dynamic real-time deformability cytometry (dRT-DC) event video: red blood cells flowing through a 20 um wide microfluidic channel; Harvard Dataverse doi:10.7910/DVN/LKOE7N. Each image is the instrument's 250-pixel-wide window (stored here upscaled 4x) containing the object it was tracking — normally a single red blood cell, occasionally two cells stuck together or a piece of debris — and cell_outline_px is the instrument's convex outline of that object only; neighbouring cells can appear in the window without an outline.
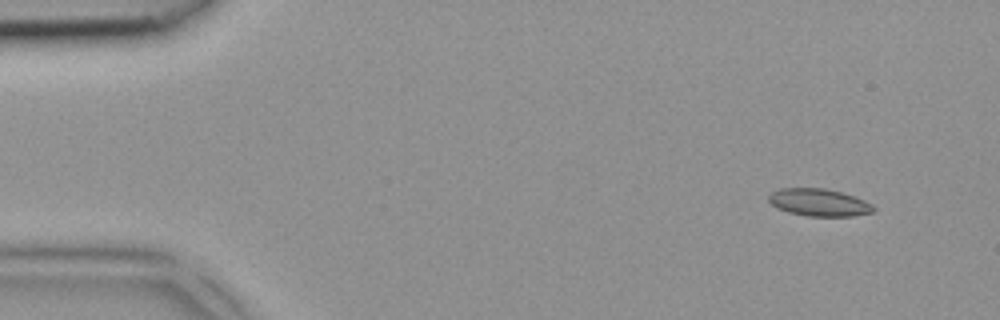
{"species": "common noctule bat (a hibernating species)", "species_latin": "Nyctalus noctula", "temperature_condition": "room temperature", "stored_images_in_passage": 5, "camera_frame_rate_fps": 3000, "um_per_image_px": 0.085, "animal": {"sex": "female", "body_mass_g": 18.4}, "frame": {"image": 1, "passage_image": 1, "time_ms": 0.0, "image_size_px": [1000, 320], "cell_outline_px": [[876, 208], [872, 212], [852, 216], [808, 216], [788, 212], [776, 208], [768, 200], [768, 196], [772, 192], [780, 188], [824, 188], [840, 192], [864, 200], [872, 204]], "centroid_in_image_um": [69.59, 17.21], "position_along_channel_um": 15.4, "area_um2": 16.65}}